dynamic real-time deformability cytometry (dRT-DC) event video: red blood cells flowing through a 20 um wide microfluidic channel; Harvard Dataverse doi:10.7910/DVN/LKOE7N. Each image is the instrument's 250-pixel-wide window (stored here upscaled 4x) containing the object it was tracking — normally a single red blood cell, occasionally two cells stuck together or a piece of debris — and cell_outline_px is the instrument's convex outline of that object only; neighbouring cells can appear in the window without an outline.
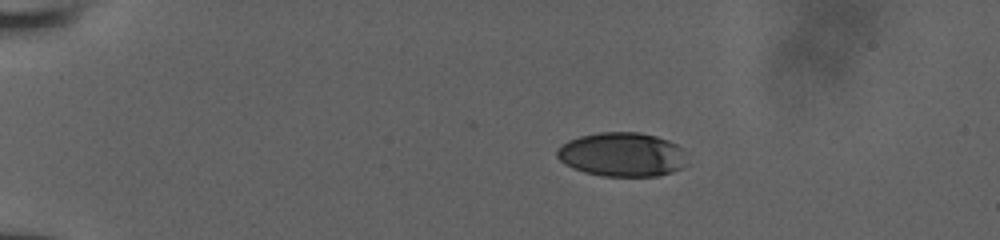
{"species": "human", "species_latin": "Homo sapiens", "temperature_condition": "room temperature", "stored_images_in_passage": 42, "camera_frame_rate_fps": 3000, "um_per_image_px": 0.085, "donor": {"sex": "male"}, "frame": {"image": 1, "passage_image": 1, "time_ms": 0.0, "image_size_px": [1000, 240], "cell_outline_px": [[688, 164], [672, 172], [656, 176], [604, 176], [584, 172], [572, 168], [560, 160], [556, 156], [556, 152], [560, 144], [568, 140], [580, 136], [600, 132], [640, 132], [656, 136], [668, 140], [676, 144], [680, 148]], "centroid_in_image_um": [52.85, 13.13], "position_along_channel_um": 32.2, "area_um2": 33.47}}
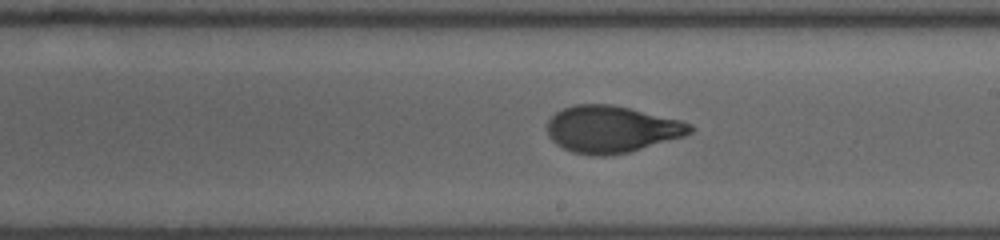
{"frame": {"image": 2, "passage_image": 22, "time_ms": 7.0, "image_size_px": [1000, 240], "cell_outline_px": [[692, 132], [684, 136], [628, 152], [608, 156], [596, 156], [572, 152], [556, 144], [548, 136], [548, 120], [556, 112], [564, 108], [576, 104], [612, 104], [680, 120], [692, 124]], "centroid_in_image_um": [51.97, 10.98], "position_along_channel_um": 237.0, "area_um2": 38.78}}
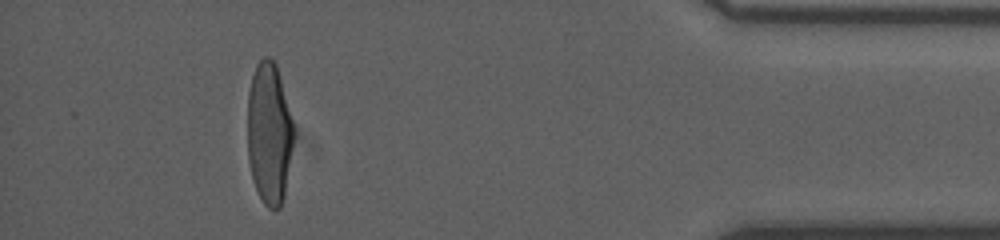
{"frame": {"image": 3, "passage_image": 38, "time_ms": 12.333, "image_size_px": [1000, 240], "cell_outline_px": [[292, 148], [284, 196], [280, 208], [268, 208], [264, 204], [256, 188], [252, 176], [248, 160], [248, 92], [252, 76], [256, 64], [264, 56], [268, 56], [276, 64], [292, 120]], "centroid_in_image_um": [22.86, 11.32], "position_along_channel_um": 412.3, "area_um2": 37.57}}